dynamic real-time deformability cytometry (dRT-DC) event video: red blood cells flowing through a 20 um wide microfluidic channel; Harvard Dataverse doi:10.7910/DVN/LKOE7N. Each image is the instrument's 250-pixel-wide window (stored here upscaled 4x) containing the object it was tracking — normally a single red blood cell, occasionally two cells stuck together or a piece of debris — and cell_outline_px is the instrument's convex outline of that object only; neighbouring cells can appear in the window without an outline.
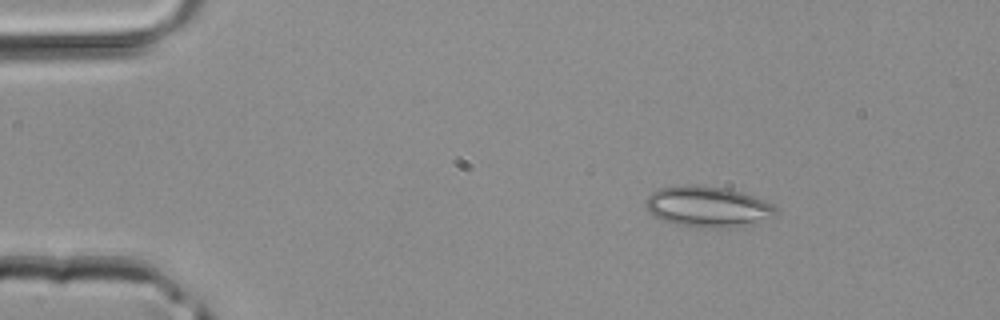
{"species": "common noctule bat (a hibernating species)", "species_latin": "Nyctalus noctula", "temperature_condition": "room temperature", "stored_images_in_passage": 38, "camera_frame_rate_fps": 3000, "um_per_image_px": 0.085, "animal": {"sex": "male", "body_mass_g": 20.4}, "frame": {"image": 1, "passage_image": 1, "time_ms": 0.0, "image_size_px": [1000, 320], "cell_outline_px": [[780, 212], [752, 224], [740, 228], [696, 228], [676, 224], [652, 216], [644, 204], [648, 196], [652, 192], [660, 188], [728, 188], [744, 192], [764, 200], [772, 204]], "centroid_in_image_um": [60.21, 17.63], "position_along_channel_um": 24.8, "area_um2": 30.4}}
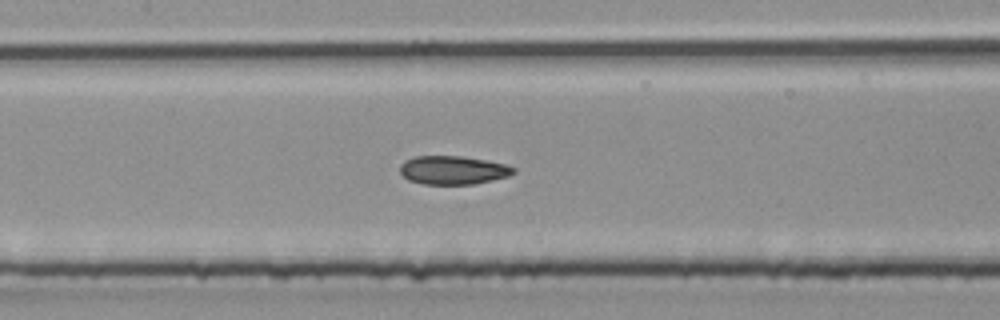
{"frame": {"image": 2, "passage_image": 15, "time_ms": 4.667, "image_size_px": [1000, 320], "cell_outline_px": [[516, 172], [508, 176], [492, 180], [472, 184], [424, 184], [408, 180], [400, 172], [400, 164], [404, 160], [416, 156], [460, 156], [488, 160], [504, 164], [516, 168]], "centroid_in_image_um": [38.5, 14.45], "position_along_channel_um": 168.9, "area_um2": 18.9}}
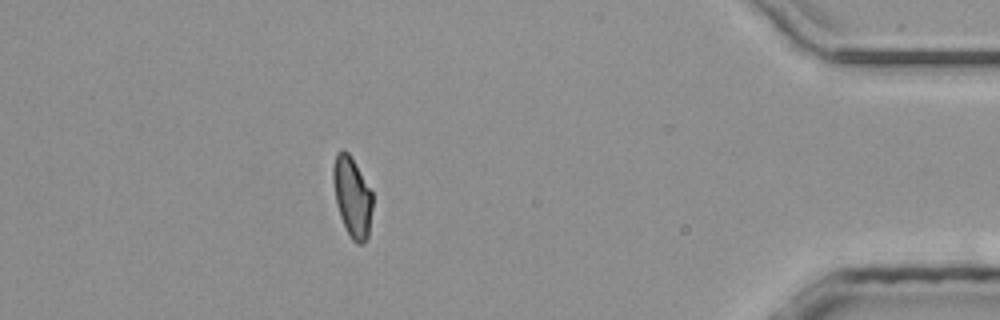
{"frame": {"image": 3, "passage_image": 33, "time_ms": 10.667, "image_size_px": [1000, 320], "cell_outline_px": [[372, 208], [368, 236], [360, 244], [356, 244], [352, 240], [340, 216], [336, 204], [332, 180], [332, 168], [336, 152], [340, 148], [344, 148], [348, 152], [372, 192]], "centroid_in_image_um": [29.91, 16.69], "position_along_channel_um": 405.3, "area_um2": 18.32}}